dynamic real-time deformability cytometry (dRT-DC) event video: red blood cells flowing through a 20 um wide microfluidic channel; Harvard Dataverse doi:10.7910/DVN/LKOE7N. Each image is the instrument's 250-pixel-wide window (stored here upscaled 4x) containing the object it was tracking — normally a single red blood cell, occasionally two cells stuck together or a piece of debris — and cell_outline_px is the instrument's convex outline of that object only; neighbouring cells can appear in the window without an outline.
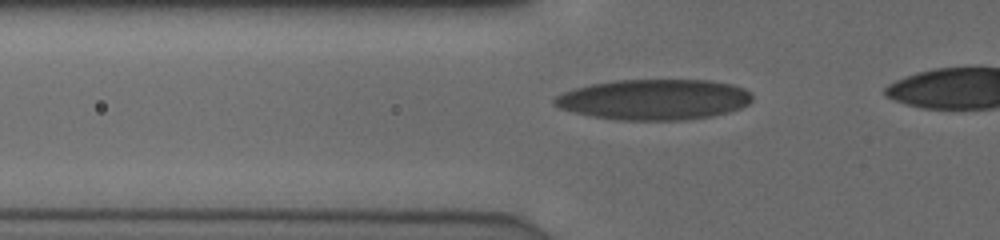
{"species": "human", "species_latin": "Homo sapiens", "temperature_condition": "cold", "stored_images_in_passage": 33, "camera_frame_rate_fps": 3000, "um_per_image_px": 0.085, "donor": {"sex": "male"}, "frame": {"image": 1, "passage_image": 5, "time_ms": 1.333, "image_size_px": [1000, 240], "cell_outline_px": [[752, 100], [748, 104], [740, 108], [728, 112], [712, 116], [684, 120], [620, 120], [592, 116], [560, 108], [552, 104], [552, 100], [556, 96], [564, 92], [576, 88], [592, 84], [616, 80], [708, 80], [732, 84], [744, 88], [752, 92]], "centroid_in_image_um": [55.63, 8.46], "position_along_channel_um": 70.2, "area_um2": 46.76}}
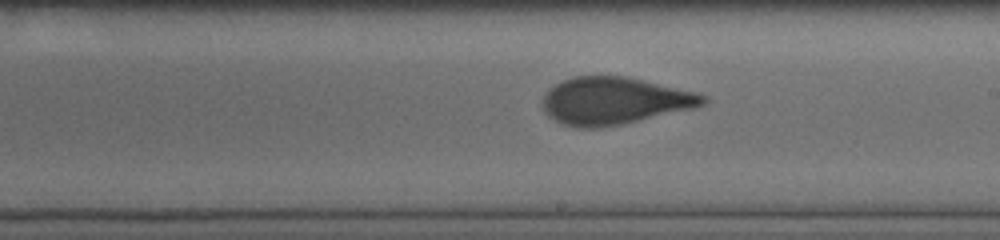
{"frame": {"image": 2, "passage_image": 18, "time_ms": 5.667, "image_size_px": [1000, 240], "cell_outline_px": [[708, 100], [704, 104], [692, 108], [620, 124], [596, 128], [580, 128], [564, 124], [548, 116], [544, 112], [544, 96], [556, 84], [572, 76], [624, 76], [692, 92], [708, 96]], "centroid_in_image_um": [52.18, 8.57], "position_along_channel_um": 236.8, "area_um2": 43.12}}
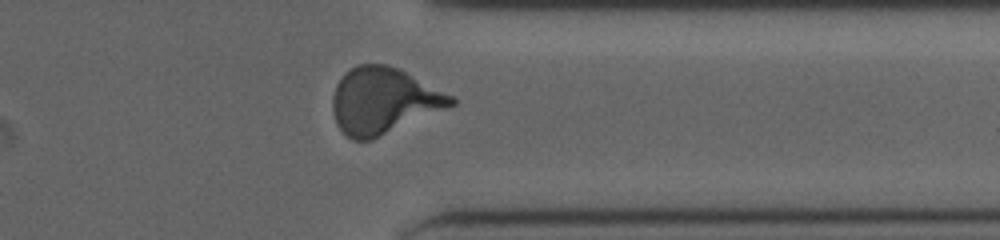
{"frame": {"image": 3, "passage_image": 29, "time_ms": 9.333, "image_size_px": [1000, 240], "cell_outline_px": [[456, 104], [372, 140], [352, 140], [340, 128], [336, 120], [332, 108], [332, 96], [336, 84], [344, 72], [356, 64], [388, 64], [400, 68], [452, 96], [456, 100]], "centroid_in_image_um": [32.58, 8.54], "position_along_channel_um": 378.8, "area_um2": 45.6}}